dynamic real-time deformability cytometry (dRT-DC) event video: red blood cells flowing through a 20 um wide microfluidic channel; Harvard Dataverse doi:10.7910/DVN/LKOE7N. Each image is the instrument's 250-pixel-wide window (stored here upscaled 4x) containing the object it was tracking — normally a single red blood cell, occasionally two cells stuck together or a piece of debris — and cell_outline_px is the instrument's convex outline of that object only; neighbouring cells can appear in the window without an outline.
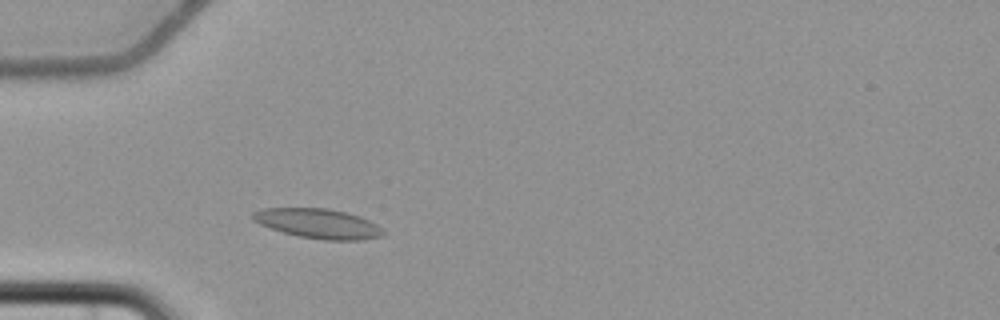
{"species": "common noctule bat (a hibernating species)", "species_latin": "Nyctalus noctula", "temperature_condition": "cold", "stored_images_in_passage": 3, "camera_frame_rate_fps": 3000, "um_per_image_px": 0.085, "animal": {"sex": "female", "body_mass_g": 22.7, "forearm_length_mm": 54.2}, "frame": {"image": 1, "passage_image": 3, "time_ms": 2.667, "image_size_px": [1000, 320], "cell_outline_px": [[384, 236], [360, 240], [324, 240], [300, 236], [284, 232], [260, 224], [252, 220], [252, 212], [264, 208], [328, 208], [360, 216], [384, 228]], "centroid_in_image_um": [27.07, 19.0], "position_along_channel_um": 57.9, "area_um2": 22.48}}